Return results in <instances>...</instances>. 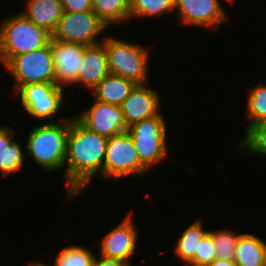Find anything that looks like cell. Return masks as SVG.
I'll return each mask as SVG.
<instances>
[{
  "mask_svg": "<svg viewBox=\"0 0 266 266\" xmlns=\"http://www.w3.org/2000/svg\"><path fill=\"white\" fill-rule=\"evenodd\" d=\"M86 46L58 41L51 38V52L55 70V84L65 90L77 85L80 67Z\"/></svg>",
  "mask_w": 266,
  "mask_h": 266,
  "instance_id": "4fadbf2b",
  "label": "cell"
},
{
  "mask_svg": "<svg viewBox=\"0 0 266 266\" xmlns=\"http://www.w3.org/2000/svg\"><path fill=\"white\" fill-rule=\"evenodd\" d=\"M15 129L11 125H0V151L8 148L16 139Z\"/></svg>",
  "mask_w": 266,
  "mask_h": 266,
  "instance_id": "f1b7e54d",
  "label": "cell"
},
{
  "mask_svg": "<svg viewBox=\"0 0 266 266\" xmlns=\"http://www.w3.org/2000/svg\"><path fill=\"white\" fill-rule=\"evenodd\" d=\"M107 53L105 45L99 43L97 45L86 46L77 76V88L81 87L88 90L86 94L91 92L97 84L109 74Z\"/></svg>",
  "mask_w": 266,
  "mask_h": 266,
  "instance_id": "9a60e30c",
  "label": "cell"
},
{
  "mask_svg": "<svg viewBox=\"0 0 266 266\" xmlns=\"http://www.w3.org/2000/svg\"><path fill=\"white\" fill-rule=\"evenodd\" d=\"M0 20V65L14 57L41 49L50 43L52 35L38 27L23 13L16 12Z\"/></svg>",
  "mask_w": 266,
  "mask_h": 266,
  "instance_id": "3957f363",
  "label": "cell"
},
{
  "mask_svg": "<svg viewBox=\"0 0 266 266\" xmlns=\"http://www.w3.org/2000/svg\"><path fill=\"white\" fill-rule=\"evenodd\" d=\"M92 10L108 27L130 22V0H92Z\"/></svg>",
  "mask_w": 266,
  "mask_h": 266,
  "instance_id": "ffe728a7",
  "label": "cell"
},
{
  "mask_svg": "<svg viewBox=\"0 0 266 266\" xmlns=\"http://www.w3.org/2000/svg\"><path fill=\"white\" fill-rule=\"evenodd\" d=\"M70 117L57 122H40L29 129L25 138L26 159L45 170L48 176L53 172L60 175L65 183V161ZM28 157V158H27Z\"/></svg>",
  "mask_w": 266,
  "mask_h": 266,
  "instance_id": "7a4b0ae2",
  "label": "cell"
},
{
  "mask_svg": "<svg viewBox=\"0 0 266 266\" xmlns=\"http://www.w3.org/2000/svg\"><path fill=\"white\" fill-rule=\"evenodd\" d=\"M204 220L197 219L191 224L185 226V229L178 236L176 244L173 246L174 254L186 266L198 252L199 243L209 232V228L204 227Z\"/></svg>",
  "mask_w": 266,
  "mask_h": 266,
  "instance_id": "d6986e66",
  "label": "cell"
},
{
  "mask_svg": "<svg viewBox=\"0 0 266 266\" xmlns=\"http://www.w3.org/2000/svg\"><path fill=\"white\" fill-rule=\"evenodd\" d=\"M66 93L65 89L59 88L55 83H30L22 86L13 95L18 96L17 99L19 98V104L25 114L38 123H45L69 118L61 113L68 98L65 97Z\"/></svg>",
  "mask_w": 266,
  "mask_h": 266,
  "instance_id": "8992f818",
  "label": "cell"
},
{
  "mask_svg": "<svg viewBox=\"0 0 266 266\" xmlns=\"http://www.w3.org/2000/svg\"><path fill=\"white\" fill-rule=\"evenodd\" d=\"M128 212L120 223L100 237L98 255L131 263L135 254H139L137 252L139 249L138 240H141L139 230L133 218V209Z\"/></svg>",
  "mask_w": 266,
  "mask_h": 266,
  "instance_id": "8fae6325",
  "label": "cell"
},
{
  "mask_svg": "<svg viewBox=\"0 0 266 266\" xmlns=\"http://www.w3.org/2000/svg\"><path fill=\"white\" fill-rule=\"evenodd\" d=\"M3 68L15 82V93L26 84L55 83L51 40L41 49L14 56Z\"/></svg>",
  "mask_w": 266,
  "mask_h": 266,
  "instance_id": "ba28073f",
  "label": "cell"
},
{
  "mask_svg": "<svg viewBox=\"0 0 266 266\" xmlns=\"http://www.w3.org/2000/svg\"><path fill=\"white\" fill-rule=\"evenodd\" d=\"M108 140L88 130L73 114L70 116L65 161L66 204L83 195L93 178L103 179Z\"/></svg>",
  "mask_w": 266,
  "mask_h": 266,
  "instance_id": "6da1fadb",
  "label": "cell"
},
{
  "mask_svg": "<svg viewBox=\"0 0 266 266\" xmlns=\"http://www.w3.org/2000/svg\"><path fill=\"white\" fill-rule=\"evenodd\" d=\"M150 83L136 84L129 96L121 104L122 115L127 127L141 120L158 115L163 109L159 89Z\"/></svg>",
  "mask_w": 266,
  "mask_h": 266,
  "instance_id": "5bb4252c",
  "label": "cell"
},
{
  "mask_svg": "<svg viewBox=\"0 0 266 266\" xmlns=\"http://www.w3.org/2000/svg\"><path fill=\"white\" fill-rule=\"evenodd\" d=\"M23 5L21 13L51 35L54 33L64 13L61 0H25Z\"/></svg>",
  "mask_w": 266,
  "mask_h": 266,
  "instance_id": "2e32d148",
  "label": "cell"
},
{
  "mask_svg": "<svg viewBox=\"0 0 266 266\" xmlns=\"http://www.w3.org/2000/svg\"><path fill=\"white\" fill-rule=\"evenodd\" d=\"M217 258L212 235L208 232L199 243L198 252L186 266H206Z\"/></svg>",
  "mask_w": 266,
  "mask_h": 266,
  "instance_id": "4316f807",
  "label": "cell"
},
{
  "mask_svg": "<svg viewBox=\"0 0 266 266\" xmlns=\"http://www.w3.org/2000/svg\"><path fill=\"white\" fill-rule=\"evenodd\" d=\"M224 1L231 6L228 0ZM223 5L222 0H175L174 13L182 26L203 27L215 32L231 21Z\"/></svg>",
  "mask_w": 266,
  "mask_h": 266,
  "instance_id": "30bf717a",
  "label": "cell"
},
{
  "mask_svg": "<svg viewBox=\"0 0 266 266\" xmlns=\"http://www.w3.org/2000/svg\"><path fill=\"white\" fill-rule=\"evenodd\" d=\"M244 132L251 126L266 122V82L247 89ZM247 122V123H246Z\"/></svg>",
  "mask_w": 266,
  "mask_h": 266,
  "instance_id": "44dd1931",
  "label": "cell"
},
{
  "mask_svg": "<svg viewBox=\"0 0 266 266\" xmlns=\"http://www.w3.org/2000/svg\"><path fill=\"white\" fill-rule=\"evenodd\" d=\"M163 110L151 118L141 120L130 127V134L138 152L141 164L149 171L157 169V165L166 159L169 152L168 123Z\"/></svg>",
  "mask_w": 266,
  "mask_h": 266,
  "instance_id": "5b68a950",
  "label": "cell"
},
{
  "mask_svg": "<svg viewBox=\"0 0 266 266\" xmlns=\"http://www.w3.org/2000/svg\"><path fill=\"white\" fill-rule=\"evenodd\" d=\"M231 4L235 3V0H228Z\"/></svg>",
  "mask_w": 266,
  "mask_h": 266,
  "instance_id": "d6a6232c",
  "label": "cell"
},
{
  "mask_svg": "<svg viewBox=\"0 0 266 266\" xmlns=\"http://www.w3.org/2000/svg\"><path fill=\"white\" fill-rule=\"evenodd\" d=\"M174 10L175 0H130V22L134 19L164 18Z\"/></svg>",
  "mask_w": 266,
  "mask_h": 266,
  "instance_id": "7402d4cb",
  "label": "cell"
},
{
  "mask_svg": "<svg viewBox=\"0 0 266 266\" xmlns=\"http://www.w3.org/2000/svg\"><path fill=\"white\" fill-rule=\"evenodd\" d=\"M20 142L18 137L8 148L0 151V174L3 175L0 177L1 179L19 173L24 168V164L27 162L25 142L23 145Z\"/></svg>",
  "mask_w": 266,
  "mask_h": 266,
  "instance_id": "d4e9b609",
  "label": "cell"
},
{
  "mask_svg": "<svg viewBox=\"0 0 266 266\" xmlns=\"http://www.w3.org/2000/svg\"><path fill=\"white\" fill-rule=\"evenodd\" d=\"M135 85L131 80L109 73L90 93L95 100L121 106Z\"/></svg>",
  "mask_w": 266,
  "mask_h": 266,
  "instance_id": "ac0fdd59",
  "label": "cell"
},
{
  "mask_svg": "<svg viewBox=\"0 0 266 266\" xmlns=\"http://www.w3.org/2000/svg\"><path fill=\"white\" fill-rule=\"evenodd\" d=\"M28 266H54L52 264L46 263V262H42V261H30V263H28Z\"/></svg>",
  "mask_w": 266,
  "mask_h": 266,
  "instance_id": "1f68e13d",
  "label": "cell"
},
{
  "mask_svg": "<svg viewBox=\"0 0 266 266\" xmlns=\"http://www.w3.org/2000/svg\"><path fill=\"white\" fill-rule=\"evenodd\" d=\"M229 229V230H228ZM212 235L218 259L234 260L239 236L242 234L230 228L209 229Z\"/></svg>",
  "mask_w": 266,
  "mask_h": 266,
  "instance_id": "484cf974",
  "label": "cell"
},
{
  "mask_svg": "<svg viewBox=\"0 0 266 266\" xmlns=\"http://www.w3.org/2000/svg\"><path fill=\"white\" fill-rule=\"evenodd\" d=\"M148 170L141 164L134 142L124 131L109 138L103 164V179L107 182L119 181L130 176L139 178L148 175Z\"/></svg>",
  "mask_w": 266,
  "mask_h": 266,
  "instance_id": "52a82bcc",
  "label": "cell"
},
{
  "mask_svg": "<svg viewBox=\"0 0 266 266\" xmlns=\"http://www.w3.org/2000/svg\"><path fill=\"white\" fill-rule=\"evenodd\" d=\"M94 266H132L131 263L119 259L105 258L103 256H96Z\"/></svg>",
  "mask_w": 266,
  "mask_h": 266,
  "instance_id": "f546056e",
  "label": "cell"
},
{
  "mask_svg": "<svg viewBox=\"0 0 266 266\" xmlns=\"http://www.w3.org/2000/svg\"><path fill=\"white\" fill-rule=\"evenodd\" d=\"M206 266H236V263L233 260L218 259L216 258L210 264Z\"/></svg>",
  "mask_w": 266,
  "mask_h": 266,
  "instance_id": "4dcf8cb0",
  "label": "cell"
},
{
  "mask_svg": "<svg viewBox=\"0 0 266 266\" xmlns=\"http://www.w3.org/2000/svg\"><path fill=\"white\" fill-rule=\"evenodd\" d=\"M97 254L82 245H67L55 255L54 266H94Z\"/></svg>",
  "mask_w": 266,
  "mask_h": 266,
  "instance_id": "cb8c5ba5",
  "label": "cell"
},
{
  "mask_svg": "<svg viewBox=\"0 0 266 266\" xmlns=\"http://www.w3.org/2000/svg\"><path fill=\"white\" fill-rule=\"evenodd\" d=\"M236 266H266V241L259 235L242 233L237 241Z\"/></svg>",
  "mask_w": 266,
  "mask_h": 266,
  "instance_id": "e0dca14e",
  "label": "cell"
},
{
  "mask_svg": "<svg viewBox=\"0 0 266 266\" xmlns=\"http://www.w3.org/2000/svg\"><path fill=\"white\" fill-rule=\"evenodd\" d=\"M65 12L92 10V0H61Z\"/></svg>",
  "mask_w": 266,
  "mask_h": 266,
  "instance_id": "83f0119b",
  "label": "cell"
},
{
  "mask_svg": "<svg viewBox=\"0 0 266 266\" xmlns=\"http://www.w3.org/2000/svg\"><path fill=\"white\" fill-rule=\"evenodd\" d=\"M93 102L83 107L82 112L74 117L88 130L111 138L127 131L128 127L122 115L121 106L92 99Z\"/></svg>",
  "mask_w": 266,
  "mask_h": 266,
  "instance_id": "7c38bea8",
  "label": "cell"
},
{
  "mask_svg": "<svg viewBox=\"0 0 266 266\" xmlns=\"http://www.w3.org/2000/svg\"><path fill=\"white\" fill-rule=\"evenodd\" d=\"M109 28L93 10L65 12L52 34V39L92 46L102 43ZM100 37V39H99Z\"/></svg>",
  "mask_w": 266,
  "mask_h": 266,
  "instance_id": "9c48e42d",
  "label": "cell"
},
{
  "mask_svg": "<svg viewBox=\"0 0 266 266\" xmlns=\"http://www.w3.org/2000/svg\"><path fill=\"white\" fill-rule=\"evenodd\" d=\"M109 72L133 81L135 84L150 82L151 47L140 42L123 40L106 34L104 41ZM150 62V63H149ZM150 64V65H149Z\"/></svg>",
  "mask_w": 266,
  "mask_h": 266,
  "instance_id": "277c9868",
  "label": "cell"
},
{
  "mask_svg": "<svg viewBox=\"0 0 266 266\" xmlns=\"http://www.w3.org/2000/svg\"><path fill=\"white\" fill-rule=\"evenodd\" d=\"M236 144L238 154H249L250 156L266 158V122H261L249 127Z\"/></svg>",
  "mask_w": 266,
  "mask_h": 266,
  "instance_id": "603a6c76",
  "label": "cell"
}]
</instances>
